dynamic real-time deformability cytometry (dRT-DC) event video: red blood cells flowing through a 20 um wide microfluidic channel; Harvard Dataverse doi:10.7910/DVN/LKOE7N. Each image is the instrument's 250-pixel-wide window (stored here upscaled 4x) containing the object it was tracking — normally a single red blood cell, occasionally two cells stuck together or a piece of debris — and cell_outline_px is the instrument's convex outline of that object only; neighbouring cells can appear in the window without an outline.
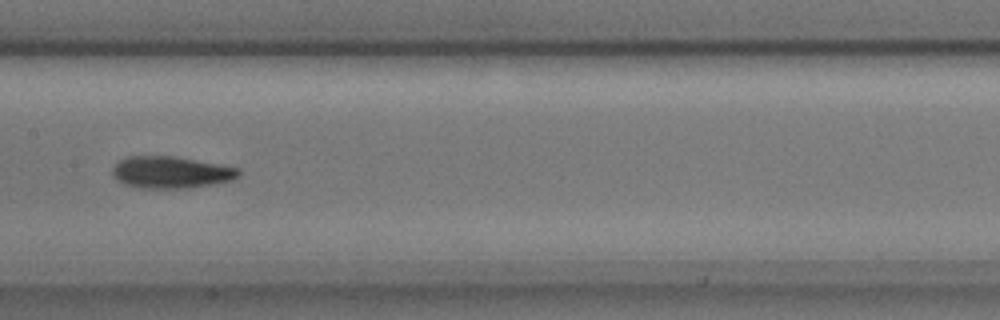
{"species": "common noctule bat (a hibernating species)", "species_latin": "Nyctalus noctula", "temperature_condition": "cold", "stored_images_in_passage": 9, "camera_frame_rate_fps": 3000, "um_per_image_px": 0.085, "animal": {"sex": "male", "body_mass_g": 17.9, "forearm_length_mm": 54.2}, "frame": {"image": 1, "passage_image": 8, "time_ms": 2.333, "image_size_px": [1000, 320], "cell_outline_px": [[240, 176], [228, 180], [212, 184], [192, 188], [140, 188], [124, 184], [116, 180], [112, 176], [112, 168], [120, 160], [128, 156], [176, 156], [240, 168]], "centroid_in_image_um": [14.5, 14.64], "position_along_channel_um": 192.9, "area_um2": 23.52}}
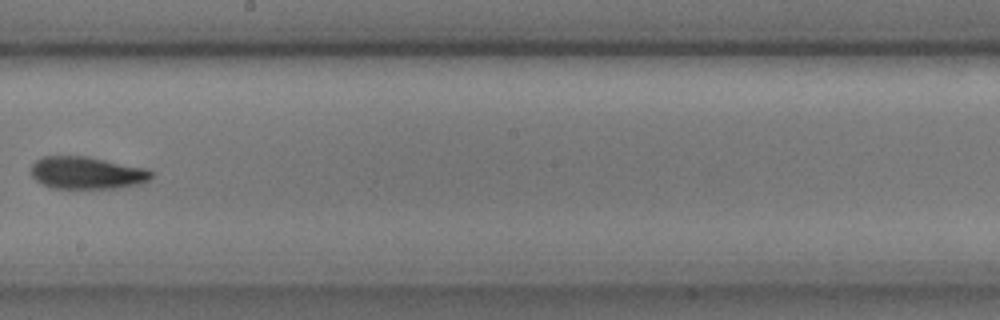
{"frame": {"image": 2, "passage_image": 9, "time_ms": 2.667, "image_size_px": [1000, 320], "cell_outline_px": [[152, 176], [148, 180], [140, 184], [116, 188], [48, 188], [36, 180], [32, 176], [32, 164], [36, 160], [44, 156], [88, 156], [144, 168], [152, 172]], "centroid_in_image_um": [7.35, 14.69], "position_along_channel_um": 240.8, "area_um2": 22.6}}